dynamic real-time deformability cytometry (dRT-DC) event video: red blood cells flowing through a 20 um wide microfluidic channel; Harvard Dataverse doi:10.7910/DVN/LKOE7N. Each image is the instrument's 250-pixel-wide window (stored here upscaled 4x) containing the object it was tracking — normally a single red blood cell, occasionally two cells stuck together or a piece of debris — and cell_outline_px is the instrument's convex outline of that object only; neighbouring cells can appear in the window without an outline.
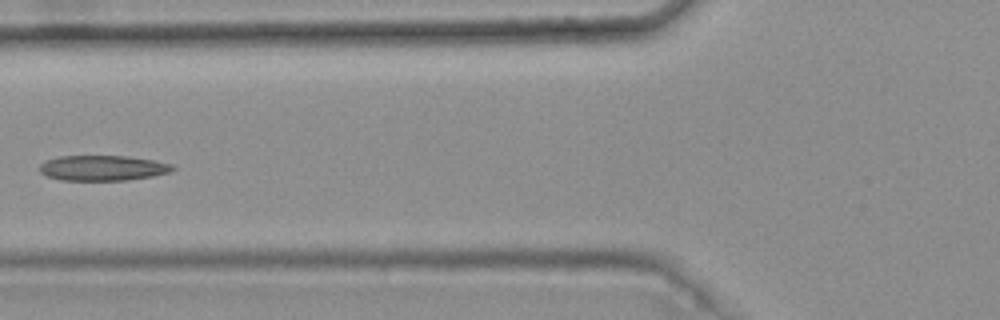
{"species": "common noctule bat (a hibernating species)", "species_latin": "Nyctalus noctula", "temperature_condition": "warm", "stored_images_in_passage": 5, "camera_frame_rate_fps": 3000, "um_per_image_px": 0.085, "animal": {"sex": "female", "body_mass_g": 25.1}, "frame": {"image": 1, "passage_image": 5, "time_ms": 1.333, "image_size_px": [1000, 320], "cell_outline_px": [[176, 168], [168, 172], [152, 176], [128, 180], [60, 180], [48, 176], [40, 172], [40, 164], [48, 160], [60, 156], [128, 156], [152, 160], [172, 164]], "centroid_in_image_um": [8.74, 14.28], "position_along_channel_um": 117.1, "area_um2": 19.42}}